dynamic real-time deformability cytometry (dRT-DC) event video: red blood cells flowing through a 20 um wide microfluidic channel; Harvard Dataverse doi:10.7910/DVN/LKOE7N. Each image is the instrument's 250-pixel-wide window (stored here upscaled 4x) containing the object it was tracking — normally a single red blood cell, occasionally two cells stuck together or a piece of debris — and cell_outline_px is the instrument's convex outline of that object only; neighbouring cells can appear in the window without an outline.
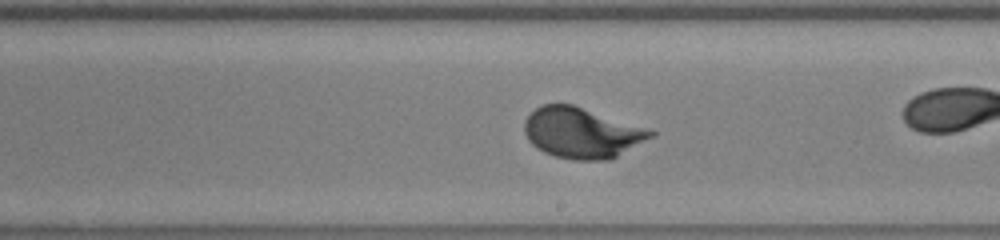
{"species": "human", "species_latin": "Homo sapiens", "temperature_condition": "warm", "stored_images_in_passage": 36, "camera_frame_rate_fps": 3000, "um_per_image_px": 0.085, "donor": {"sex": "male"}, "frame": {"image": 1, "passage_image": 26, "time_ms": 8.333, "image_size_px": [1000, 240], "cell_outline_px": [[656, 136], [608, 160], [572, 160], [556, 156], [544, 152], [536, 148], [528, 140], [524, 132], [524, 120], [540, 104], [572, 104], [648, 128], [656, 132]], "centroid_in_image_um": [49.45, 11.29], "position_along_channel_um": 239.5, "area_um2": 37.28}}